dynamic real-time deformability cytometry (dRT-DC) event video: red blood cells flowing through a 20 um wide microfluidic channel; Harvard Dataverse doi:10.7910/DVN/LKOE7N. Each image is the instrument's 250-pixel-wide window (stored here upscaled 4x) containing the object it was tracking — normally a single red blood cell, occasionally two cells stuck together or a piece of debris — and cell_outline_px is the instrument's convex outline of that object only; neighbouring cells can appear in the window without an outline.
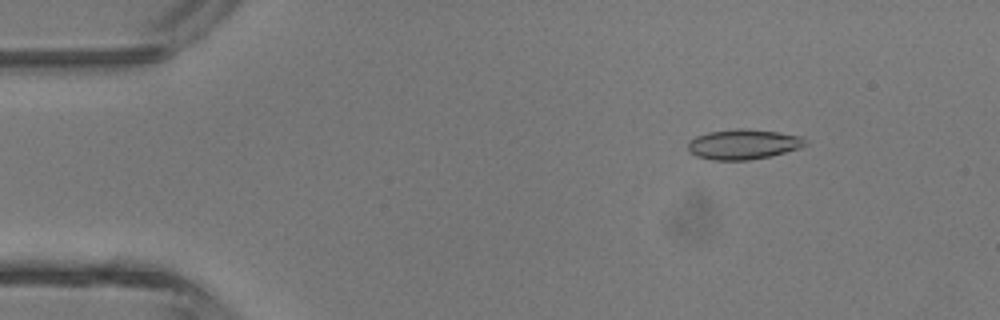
{"species": "common noctule bat (a hibernating species)", "species_latin": "Nyctalus noctula", "temperature_condition": "room temperature", "stored_images_in_passage": 5, "camera_frame_rate_fps": 3000, "um_per_image_px": 0.085, "animal": {"sex": "male", "body_mass_g": 13.3}, "frame": {"image": 1, "passage_image": 2, "time_ms": 1.333, "image_size_px": [1000, 320], "cell_outline_px": [[808, 144], [800, 148], [772, 156], [748, 160], [712, 160], [696, 156], [688, 152], [688, 140], [696, 136], [708, 132], [736, 128], [744, 128], [780, 132], [804, 136]], "centroid_in_image_um": [63.2, 12.26], "position_along_channel_um": 21.8, "area_um2": 20.98}}
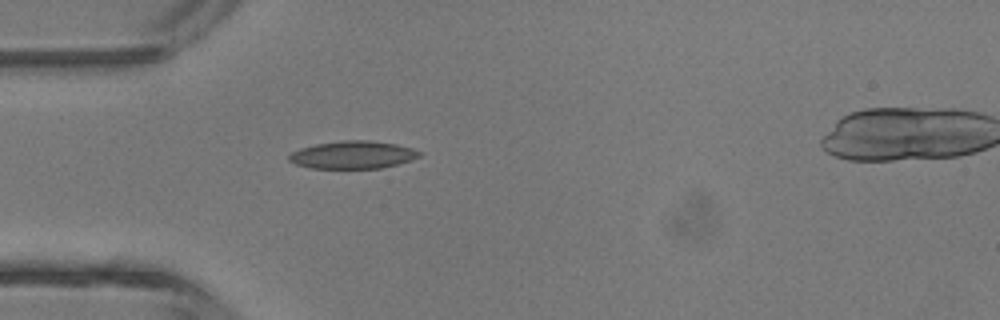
{"frame": {"image": 2, "passage_image": 4, "time_ms": 3.667, "image_size_px": [1000, 320], "cell_outline_px": [[424, 152], [420, 156], [412, 160], [380, 168], [308, 168], [296, 164], [288, 160], [288, 156], [292, 152], [300, 148], [316, 144], [340, 140], [368, 140], [396, 144], [412, 148]], "centroid_in_image_um": [30.0, 13.15], "position_along_channel_um": 55.0, "area_um2": 21.1}}